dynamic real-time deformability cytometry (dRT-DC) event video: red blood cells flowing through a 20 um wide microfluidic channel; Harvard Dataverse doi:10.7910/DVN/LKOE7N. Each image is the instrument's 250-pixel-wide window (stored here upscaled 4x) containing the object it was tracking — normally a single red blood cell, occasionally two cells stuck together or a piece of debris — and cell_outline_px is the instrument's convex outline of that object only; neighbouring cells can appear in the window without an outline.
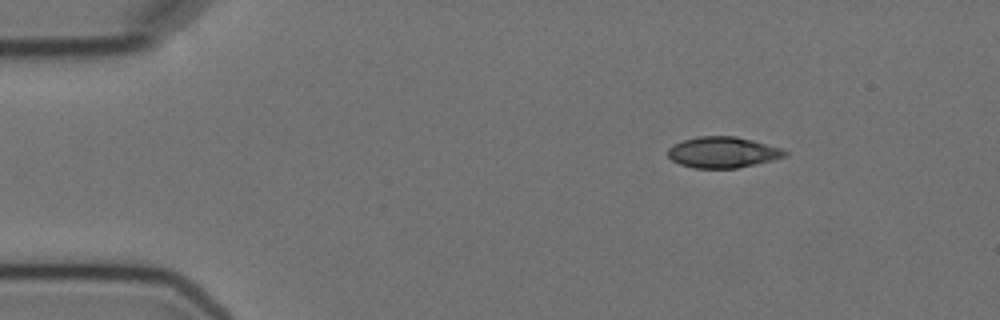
{"species": "Egyptian fruit bat (a non-hibernating species)", "species_latin": "Rousettus aegyptiacus", "temperature_condition": "cold", "stored_images_in_passage": 3, "camera_frame_rate_fps": 3000, "um_per_image_px": 0.085, "animal": {"sex": "female"}, "frame": {"image": 1, "passage_image": 1, "time_ms": 0.0, "image_size_px": [1000, 320], "cell_outline_px": [[788, 156], [772, 160], [736, 168], [696, 168], [680, 164], [672, 160], [668, 156], [668, 148], [684, 140], [700, 136], [736, 136], [752, 140], [780, 148], [788, 152]], "centroid_in_image_um": [61.45, 12.95], "position_along_channel_um": 23.6, "area_um2": 20.87}}